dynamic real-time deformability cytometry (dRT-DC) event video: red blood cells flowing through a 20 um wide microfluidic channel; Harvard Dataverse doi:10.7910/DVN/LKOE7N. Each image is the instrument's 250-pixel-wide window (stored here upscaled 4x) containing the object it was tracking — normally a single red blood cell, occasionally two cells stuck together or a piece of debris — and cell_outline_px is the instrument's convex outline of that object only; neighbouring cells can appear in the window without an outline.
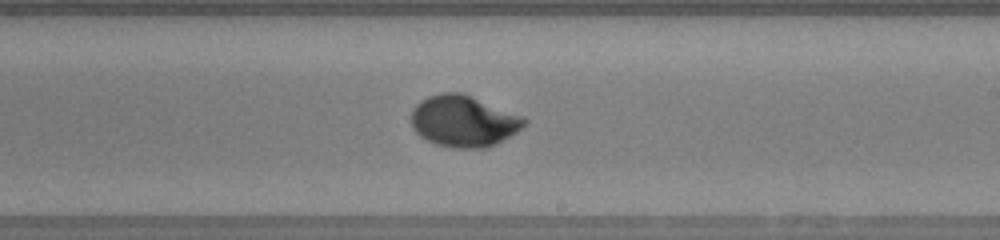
{"species": "human", "species_latin": "Homo sapiens", "temperature_condition": "warm", "stored_images_in_passage": 49, "camera_frame_rate_fps": 3000, "um_per_image_px": 0.085, "donor": {"sex": "female"}, "frame": {"image": 1, "passage_image": 28, "time_ms": 9.0, "image_size_px": [1000, 240], "cell_outline_px": [[528, 120], [516, 132], [496, 144], [488, 148], [456, 148], [436, 144], [420, 136], [412, 128], [412, 108], [420, 100], [428, 96], [440, 92], [460, 92], [472, 96], [524, 116]], "centroid_in_image_um": [39.4, 10.28], "position_along_channel_um": 249.6, "area_um2": 33.93}}
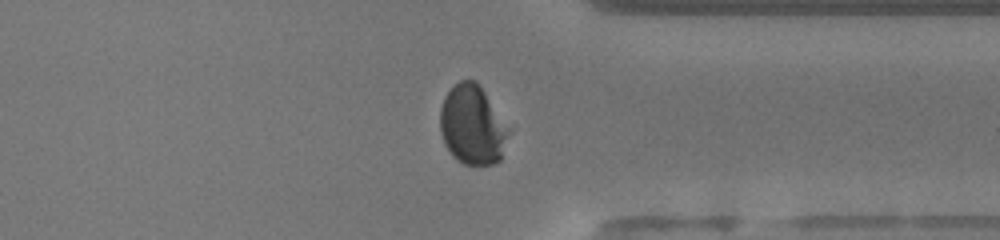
{"frame": {"image": 2, "passage_image": 37, "time_ms": 12.0, "image_size_px": [1000, 240], "cell_outline_px": [[512, 132], [500, 160], [492, 164], [464, 164], [456, 160], [452, 156], [444, 144], [440, 132], [440, 108], [444, 96], [460, 80], [476, 80], [512, 128]], "centroid_in_image_um": [40.2, 10.64], "position_along_channel_um": 371.2, "area_um2": 32.37}}
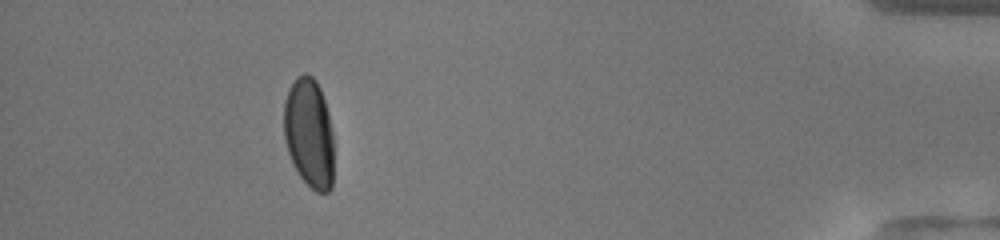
{"frame": {"image": 3, "passage_image": 44, "time_ms": 14.333, "image_size_px": [1000, 240], "cell_outline_px": [[332, 188], [328, 192], [316, 192], [296, 172], [292, 164], [284, 140], [284, 100], [288, 88], [296, 76], [304, 72], [308, 72], [316, 80], [320, 88], [328, 112], [332, 132]], "centroid_in_image_um": [26.25, 11.27], "position_along_channel_um": 409.0, "area_um2": 32.14}, "authors_computed_cell_mechanics": {"area_um2": 32.368, "velocity_mm_per_s": 4.1751, "shape_relaxation_time_tau1_ms": 3.5294, "shape_relaxation_time_tau2_ms": null, "deformation_change_tau1": 0.171, "deformation_change_tau2": null}}